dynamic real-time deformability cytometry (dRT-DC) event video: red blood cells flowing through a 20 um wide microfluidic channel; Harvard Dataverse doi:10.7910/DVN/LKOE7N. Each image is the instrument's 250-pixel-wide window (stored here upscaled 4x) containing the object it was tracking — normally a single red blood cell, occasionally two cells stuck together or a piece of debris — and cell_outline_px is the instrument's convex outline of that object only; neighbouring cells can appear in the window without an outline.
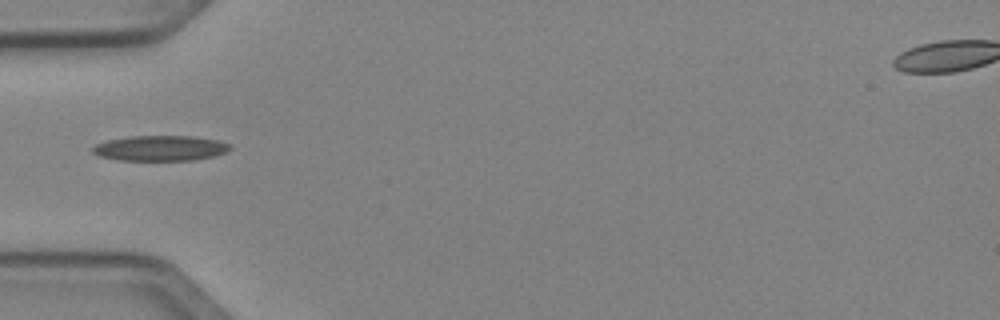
{"species": "Egyptian fruit bat (a non-hibernating species)", "species_latin": "Rousettus aegyptiacus", "temperature_condition": "cold", "stored_images_in_passage": 3, "camera_frame_rate_fps": 3000, "um_per_image_px": 0.085, "animal": {"sex": "female"}, "frame": {"image": 1, "passage_image": 1, "time_ms": 0.0, "image_size_px": [1000, 320], "cell_outline_px": [[232, 148], [224, 152], [212, 156], [196, 160], [116, 160], [96, 156], [92, 152], [92, 148], [96, 144], [108, 140], [132, 136], [192, 136], [216, 140], [232, 144]], "centroid_in_image_um": [13.6, 12.6], "position_along_channel_um": 71.4, "area_um2": 20.29}}